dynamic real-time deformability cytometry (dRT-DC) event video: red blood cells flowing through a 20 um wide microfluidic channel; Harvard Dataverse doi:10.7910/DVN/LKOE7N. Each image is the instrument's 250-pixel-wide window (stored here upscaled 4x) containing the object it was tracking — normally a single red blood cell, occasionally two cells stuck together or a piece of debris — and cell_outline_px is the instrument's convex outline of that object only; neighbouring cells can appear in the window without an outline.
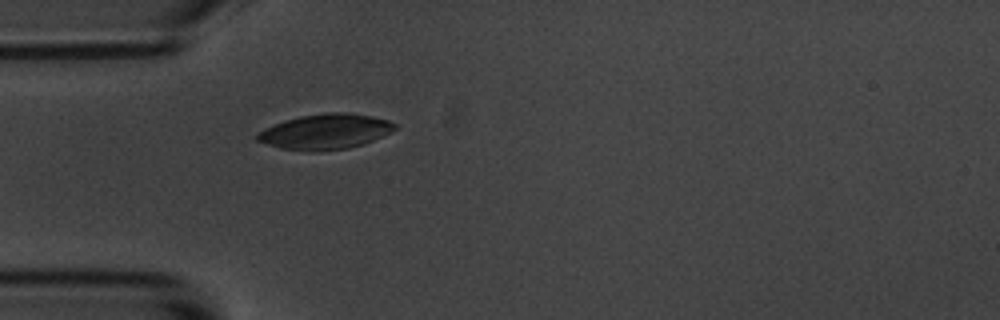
{"species": "common noctule bat (a hibernating species)", "species_latin": "Nyctalus noctula", "temperature_condition": "room temperature", "stored_images_in_passage": 1, "camera_frame_rate_fps": 3000, "um_per_image_px": 0.085, "animal": {"sex": "male", "body_mass_g": 20.1, "forearm_length_mm": 53.5}, "frame": {"image": 1, "passage_image": 1, "time_ms": 0.0, "image_size_px": [1000, 320], "cell_outline_px": [[396, 128], [392, 132], [364, 144], [348, 148], [280, 148], [256, 140], [256, 136], [264, 128], [284, 120], [300, 116], [324, 112], [344, 112], [372, 116], [388, 120], [396, 124]], "centroid_in_image_um": [27.7, 11.13], "position_along_channel_um": 57.3, "area_um2": 27.34}}